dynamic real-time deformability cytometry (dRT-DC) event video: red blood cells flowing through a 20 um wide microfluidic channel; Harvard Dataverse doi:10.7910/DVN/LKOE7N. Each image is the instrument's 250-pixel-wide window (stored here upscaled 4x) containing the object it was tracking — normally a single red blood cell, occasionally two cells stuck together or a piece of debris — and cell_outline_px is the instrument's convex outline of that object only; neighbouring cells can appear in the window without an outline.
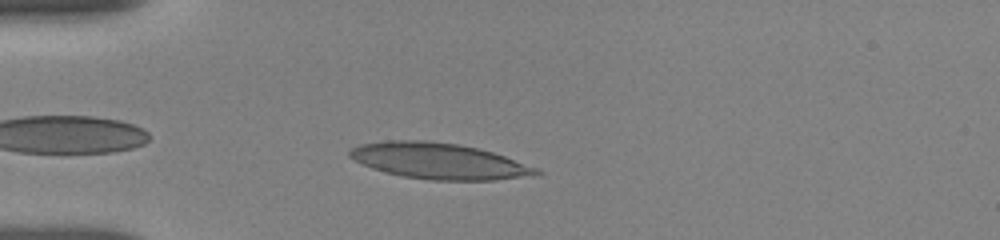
{"species": "human", "species_latin": "Homo sapiens", "temperature_condition": "room temperature", "stored_images_in_passage": 7, "camera_frame_rate_fps": 3000, "um_per_image_px": 0.085, "donor": {"sex": "female"}, "frame": {"image": 1, "passage_image": 3, "time_ms": 1.0, "image_size_px": [1000, 240], "cell_outline_px": [[540, 172], [492, 180], [428, 180], [404, 176], [372, 168], [348, 156], [348, 152], [352, 148], [360, 144], [388, 140], [424, 140], [460, 144], [480, 148], [504, 156], [536, 168]], "centroid_in_image_um": [37.21, 13.66], "position_along_channel_um": 47.8, "area_um2": 38.32}}
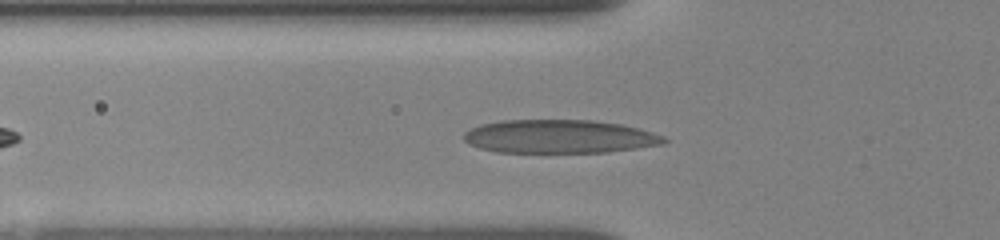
{"frame": {"image": 2, "passage_image": 6, "time_ms": 2.333, "image_size_px": [1000, 240], "cell_outline_px": [[668, 140], [664, 144], [608, 152], [496, 152], [480, 148], [468, 144], [464, 140], [464, 132], [480, 124], [500, 120], [592, 120], [620, 124], [652, 132], [664, 136]], "centroid_in_image_um": [47.53, 11.6], "position_along_channel_um": 78.3, "area_um2": 39.02}}